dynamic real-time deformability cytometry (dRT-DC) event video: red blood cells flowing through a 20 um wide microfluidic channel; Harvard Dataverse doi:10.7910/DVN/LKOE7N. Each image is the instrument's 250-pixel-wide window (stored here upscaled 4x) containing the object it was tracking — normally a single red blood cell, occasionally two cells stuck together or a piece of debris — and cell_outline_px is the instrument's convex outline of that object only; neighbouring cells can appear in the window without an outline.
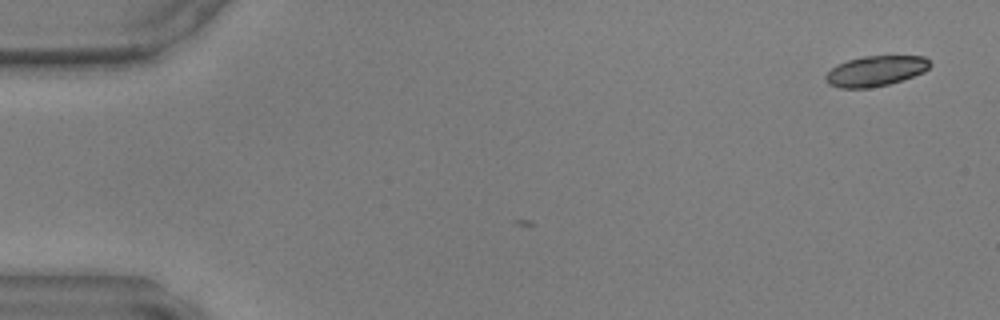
{"species": "common noctule bat (a hibernating species)", "species_latin": "Nyctalus noctula", "temperature_condition": "warm", "stored_images_in_passage": 3, "camera_frame_rate_fps": 3000, "um_per_image_px": 0.085, "animal": {"sex": "male", "body_mass_g": 17.9, "forearm_length_mm": 54.2}, "frame": {"image": 1, "passage_image": 3, "time_ms": 0.667, "image_size_px": [1000, 320], "cell_outline_px": [[932, 64], [924, 72], [888, 84], [868, 88], [840, 88], [828, 84], [824, 80], [824, 76], [836, 64], [848, 60], [864, 56], [924, 56]], "centroid_in_image_um": [74.39, 6.03], "position_along_channel_um": 10.6, "area_um2": 18.38}}